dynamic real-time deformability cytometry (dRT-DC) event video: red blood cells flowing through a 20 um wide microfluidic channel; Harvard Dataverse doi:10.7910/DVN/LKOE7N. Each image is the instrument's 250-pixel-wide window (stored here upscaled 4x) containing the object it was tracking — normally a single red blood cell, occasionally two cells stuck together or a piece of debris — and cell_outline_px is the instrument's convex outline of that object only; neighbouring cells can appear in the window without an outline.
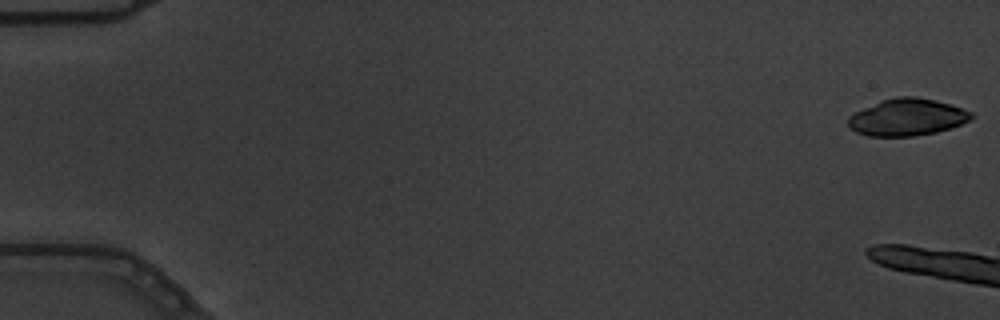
{"species": "common noctule bat (a hibernating species)", "species_latin": "Nyctalus noctula", "temperature_condition": "warm", "stored_images_in_passage": 3, "camera_frame_rate_fps": 3000, "um_per_image_px": 0.085, "animal": {"sex": "male", "body_mass_g": 19.5, "forearm_length_mm": 54.6}, "frame": {"image": 1, "passage_image": 1, "time_ms": 0.0, "image_size_px": [1000, 320], "cell_outline_px": [[972, 120], [936, 132], [912, 136], [868, 136], [856, 132], [848, 128], [848, 116], [880, 100], [896, 96], [916, 96], [948, 104], [972, 112]], "centroid_in_image_um": [77.06, 9.96], "position_along_channel_um": 7.9, "area_um2": 26.36}}